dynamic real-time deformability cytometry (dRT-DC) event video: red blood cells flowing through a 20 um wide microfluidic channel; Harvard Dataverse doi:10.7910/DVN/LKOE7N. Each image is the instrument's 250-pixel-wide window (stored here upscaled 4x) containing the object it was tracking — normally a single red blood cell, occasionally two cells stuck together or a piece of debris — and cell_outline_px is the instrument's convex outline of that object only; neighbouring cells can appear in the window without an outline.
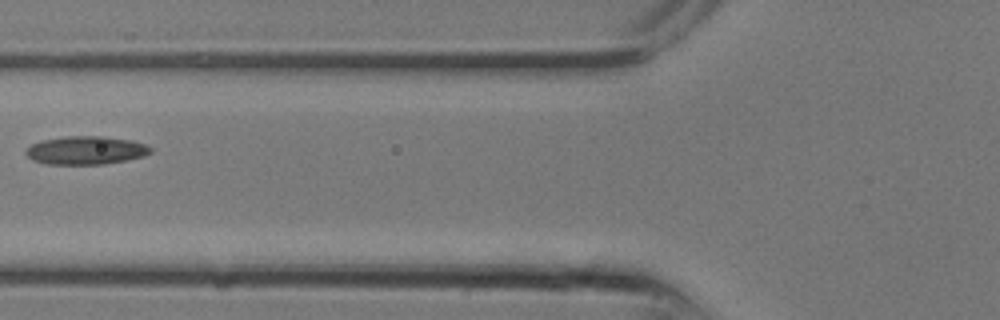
{"species": "common noctule bat (a hibernating species)", "species_latin": "Nyctalus noctula", "temperature_condition": "room temperature", "stored_images_in_passage": 15, "camera_frame_rate_fps": 3000, "um_per_image_px": 0.085, "animal": {"sex": "male", "body_mass_g": 13.3}, "frame": {"image": 1, "passage_image": 11, "time_ms": 3.333, "image_size_px": [1000, 320], "cell_outline_px": [[152, 152], [144, 156], [128, 160], [104, 164], [48, 164], [32, 160], [24, 152], [32, 144], [44, 140], [64, 136], [104, 136], [132, 140], [144, 144], [152, 148]], "centroid_in_image_um": [7.33, 12.78], "position_along_channel_um": 118.5, "area_um2": 20.58}}
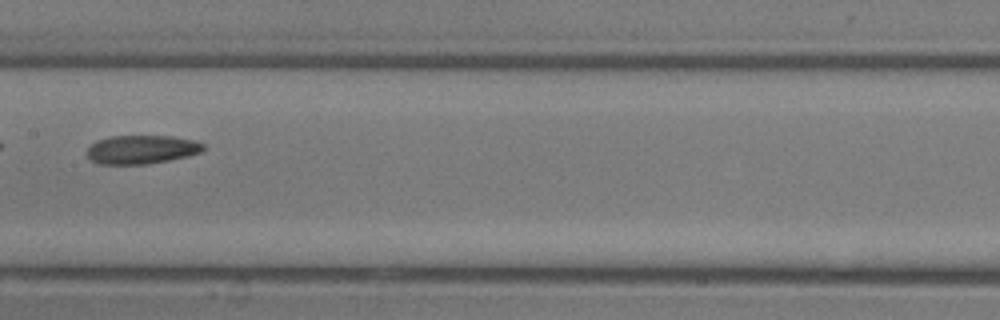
{"frame": {"image": 2, "passage_image": 14, "time_ms": 4.333, "image_size_px": [1000, 320], "cell_outline_px": [[204, 148], [200, 152], [188, 156], [148, 164], [96, 164], [88, 156], [88, 148], [96, 140], [112, 136], [172, 136], [196, 140], [204, 144]], "centroid_in_image_um": [12.05, 12.7], "position_along_channel_um": 195.4, "area_um2": 19.42}}